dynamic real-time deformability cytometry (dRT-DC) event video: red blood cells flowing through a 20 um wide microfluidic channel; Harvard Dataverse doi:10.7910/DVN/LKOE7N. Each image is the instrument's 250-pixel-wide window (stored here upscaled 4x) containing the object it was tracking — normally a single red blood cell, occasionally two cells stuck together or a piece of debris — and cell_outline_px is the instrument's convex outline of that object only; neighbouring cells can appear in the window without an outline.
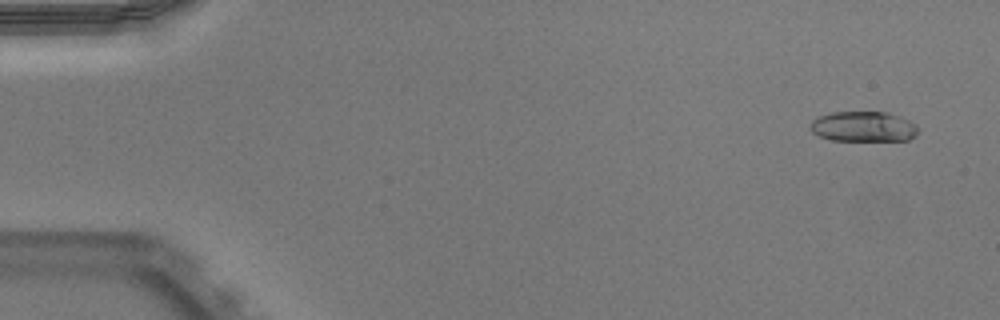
{"species": "Egyptian fruit bat (a non-hibernating species)", "species_latin": "Rousettus aegyptiacus", "temperature_condition": "warm", "stored_images_in_passage": 52, "camera_frame_rate_fps": 3000, "um_per_image_px": 0.085, "animal": {"sex": "male"}, "frame": {"image": 1, "passage_image": 3, "time_ms": 0.667, "image_size_px": [1000, 320], "cell_outline_px": [[920, 128], [916, 136], [908, 140], [832, 140], [820, 136], [812, 132], [812, 120], [816, 116], [832, 112], [888, 112], [900, 116], [916, 124]], "centroid_in_image_um": [73.43, 10.75], "position_along_channel_um": 11.6, "area_um2": 19.07}}
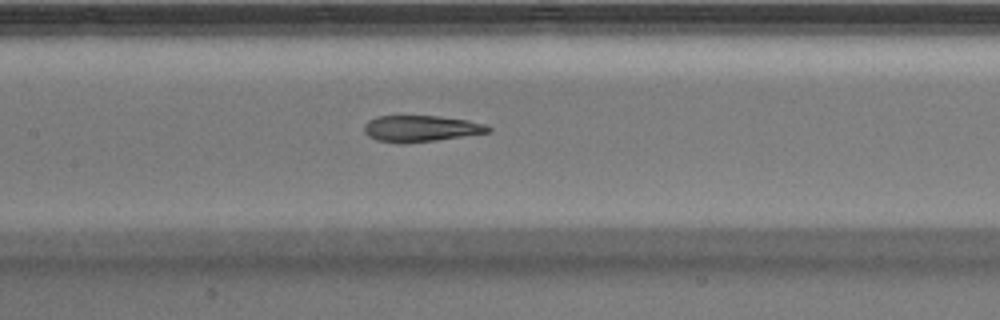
{"frame": {"image": 2, "passage_image": 25, "time_ms": 8.0, "image_size_px": [1000, 320], "cell_outline_px": [[492, 132], [436, 140], [376, 140], [368, 136], [364, 132], [364, 124], [368, 120], [376, 116], [440, 116], [468, 120], [488, 124], [492, 128]], "centroid_in_image_um": [35.86, 10.88], "position_along_channel_um": 171.5, "area_um2": 18.44}}
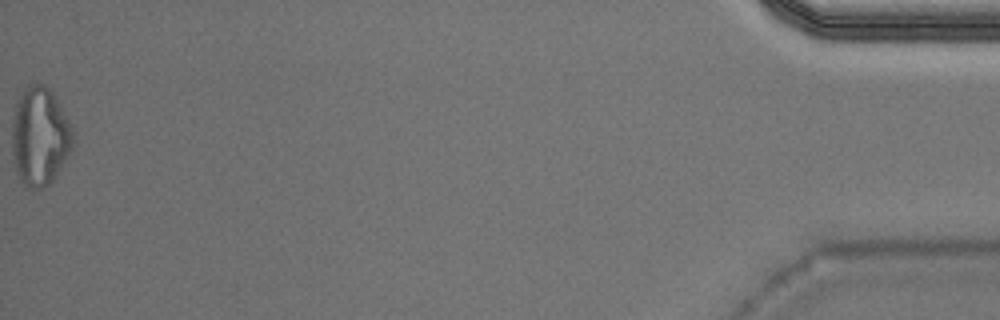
{"frame": {"image": 3, "passage_image": 52, "time_ms": 17.0, "image_size_px": [1000, 320], "cell_outline_px": [[76, 132], [72, 148], [52, 180], [44, 188], [32, 188], [24, 184], [20, 180], [16, 172], [12, 152], [12, 116], [16, 100], [24, 88], [28, 84], [44, 84], [52, 92]], "centroid_in_image_um": [3.37, 11.56], "position_along_channel_um": 431.8, "area_um2": 35.2}, "authors_computed_cell_mechanics": {"area_um2": 19.6809, "velocity_mm_per_s": 3.9622, "shape_relaxation_time_tau1_ms": null, "shape_relaxation_time_tau2_ms": 1.993, "deformation_change_tau1": null, "deformation_change_tau2": 0.1078}}